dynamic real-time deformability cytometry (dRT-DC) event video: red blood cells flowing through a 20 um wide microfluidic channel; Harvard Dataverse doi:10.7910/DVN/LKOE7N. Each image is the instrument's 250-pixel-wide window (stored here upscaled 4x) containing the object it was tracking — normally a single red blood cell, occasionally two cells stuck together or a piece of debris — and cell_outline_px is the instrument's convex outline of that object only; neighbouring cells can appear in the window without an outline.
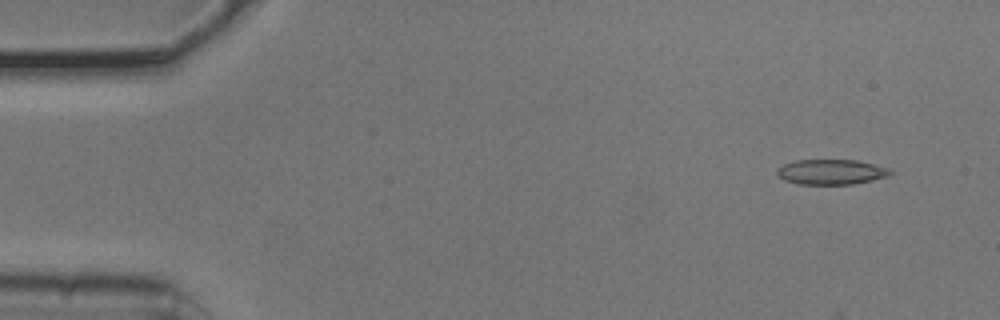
{"species": "common noctule bat (a hibernating species)", "species_latin": "Nyctalus noctula", "temperature_condition": "cold", "stored_images_in_passage": 7, "camera_frame_rate_fps": 3000, "um_per_image_px": 0.085, "animal": {"sex": "male", "body_mass_g": 20.5, "forearm_length_mm": 52.5}, "frame": {"image": 1, "passage_image": 1, "time_ms": 0.0, "image_size_px": [1000, 320], "cell_outline_px": [[892, 172], [888, 176], [872, 180], [852, 184], [800, 184], [784, 180], [776, 172], [776, 168], [784, 164], [796, 160], [856, 160], [888, 168]], "centroid_in_image_um": [70.62, 14.61], "position_along_channel_um": 14.4, "area_um2": 16.42}}
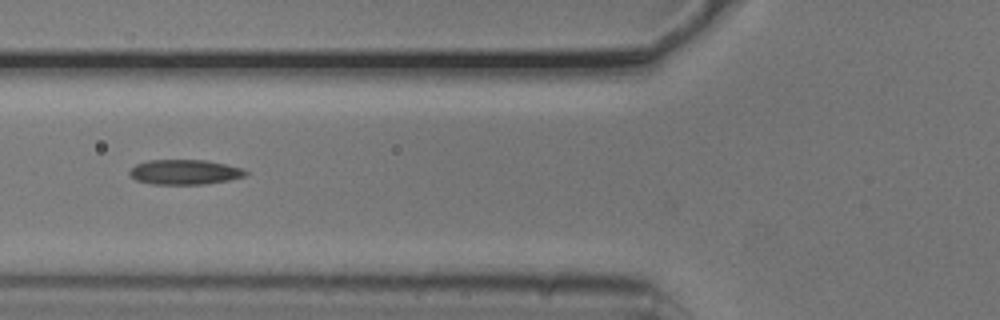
{"frame": {"image": 2, "passage_image": 5, "time_ms": 1.333, "image_size_px": [1000, 320], "cell_outline_px": [[248, 172], [244, 176], [228, 180], [200, 184], [152, 184], [136, 180], [128, 172], [136, 164], [148, 160], [204, 160], [244, 168]], "centroid_in_image_um": [15.69, 14.62], "position_along_channel_um": 110.1, "area_um2": 16.65}}
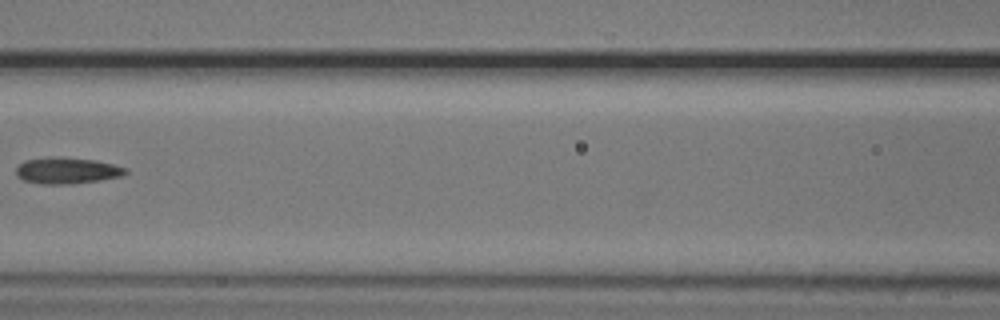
{"frame": {"image": 3, "passage_image": 6, "time_ms": 1.667, "image_size_px": [1000, 320], "cell_outline_px": [[128, 172], [124, 176], [100, 180], [72, 184], [40, 184], [24, 180], [16, 176], [16, 168], [24, 160], [52, 156], [56, 156], [96, 160], [128, 168]], "centroid_in_image_um": [5.71, 14.5], "position_along_channel_um": 160.9, "area_um2": 17.05}}